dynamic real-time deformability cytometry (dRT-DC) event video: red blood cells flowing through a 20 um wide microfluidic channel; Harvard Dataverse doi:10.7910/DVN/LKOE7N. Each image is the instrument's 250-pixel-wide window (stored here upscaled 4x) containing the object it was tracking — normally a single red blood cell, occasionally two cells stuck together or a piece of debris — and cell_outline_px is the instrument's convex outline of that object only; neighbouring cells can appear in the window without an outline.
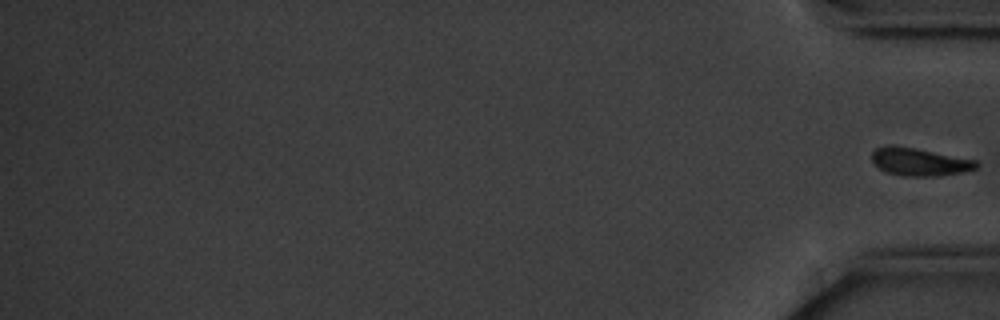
{"species": "common noctule bat (a hibernating species)", "species_latin": "Nyctalus noctula", "temperature_condition": "cold", "stored_images_in_passage": 15, "camera_frame_rate_fps": 3000, "um_per_image_px": 0.085, "animal": {"sex": "male", "body_mass_g": 20.1, "forearm_length_mm": 53.5}, "frame": {"image": 1, "passage_image": 15, "time_ms": 18.0, "image_size_px": [1000, 320], "cell_outline_px": [[980, 164], [976, 168], [964, 172], [940, 176], [904, 176], [888, 172], [872, 164], [872, 152], [876, 148], [888, 144], [892, 144], [976, 160]], "centroid_in_image_um": [78.14, 13.76], "position_along_channel_um": 357.1, "area_um2": 16.94}}